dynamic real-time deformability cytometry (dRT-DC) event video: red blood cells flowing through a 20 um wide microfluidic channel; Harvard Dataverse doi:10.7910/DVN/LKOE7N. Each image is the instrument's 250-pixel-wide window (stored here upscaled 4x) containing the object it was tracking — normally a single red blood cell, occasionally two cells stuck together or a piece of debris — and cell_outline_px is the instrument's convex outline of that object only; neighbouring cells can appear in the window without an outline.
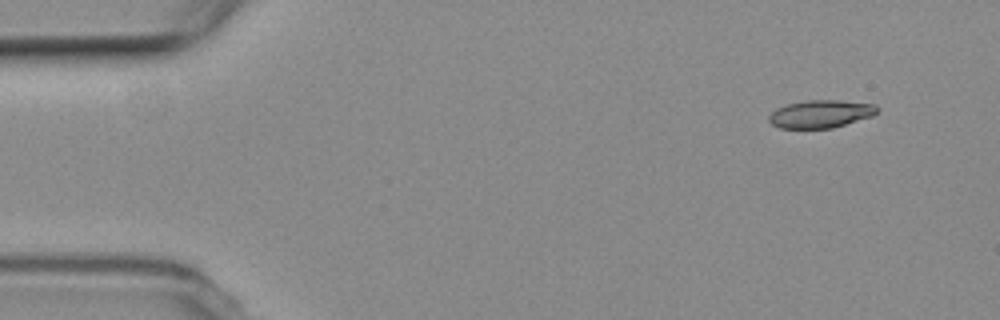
{"species": "common noctule bat (a hibernating species)", "species_latin": "Nyctalus noctula", "temperature_condition": "room temperature", "stored_images_in_passage": 8, "camera_frame_rate_fps": 3000, "um_per_image_px": 0.085, "animal": {"sex": "female", "body_mass_g": 19.3, "forearm_length_mm": 54.1}, "frame": {"image": 1, "passage_image": 1, "time_ms": 0.0, "image_size_px": [1000, 320], "cell_outline_px": [[880, 108], [872, 116], [832, 128], [780, 128], [772, 124], [768, 120], [768, 116], [776, 108], [788, 104], [808, 100], [840, 100], [876, 104]], "centroid_in_image_um": [69.77, 9.68], "position_along_channel_um": 15.2, "area_um2": 17.51}}
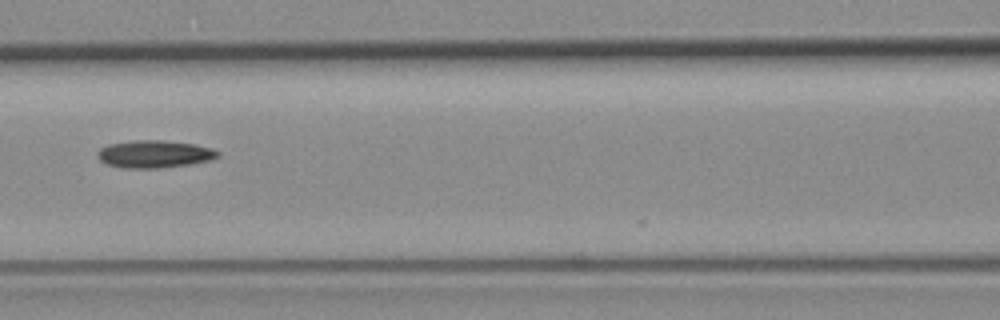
{"frame": {"image": 2, "passage_image": 6, "time_ms": 6.667, "image_size_px": [1000, 320], "cell_outline_px": [[220, 156], [212, 160], [192, 164], [160, 168], [124, 168], [108, 164], [100, 160], [96, 156], [96, 152], [100, 148], [108, 144], [136, 140], [160, 140], [196, 144], [212, 148], [220, 152]], "centroid_in_image_um": [13.15, 13.09], "position_along_channel_um": 153.4, "area_um2": 19.48}}
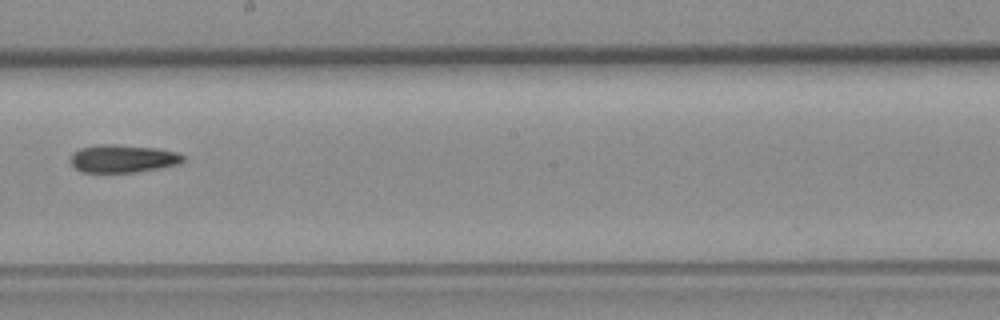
{"frame": {"image": 3, "passage_image": 8, "time_ms": 9.0, "image_size_px": [1000, 320], "cell_outline_px": [[184, 160], [176, 164], [160, 168], [136, 172], [80, 172], [72, 164], [72, 152], [80, 148], [96, 144], [116, 144], [156, 148], [180, 152], [184, 156]], "centroid_in_image_um": [10.45, 13.47], "position_along_channel_um": 237.8, "area_um2": 18.32}}